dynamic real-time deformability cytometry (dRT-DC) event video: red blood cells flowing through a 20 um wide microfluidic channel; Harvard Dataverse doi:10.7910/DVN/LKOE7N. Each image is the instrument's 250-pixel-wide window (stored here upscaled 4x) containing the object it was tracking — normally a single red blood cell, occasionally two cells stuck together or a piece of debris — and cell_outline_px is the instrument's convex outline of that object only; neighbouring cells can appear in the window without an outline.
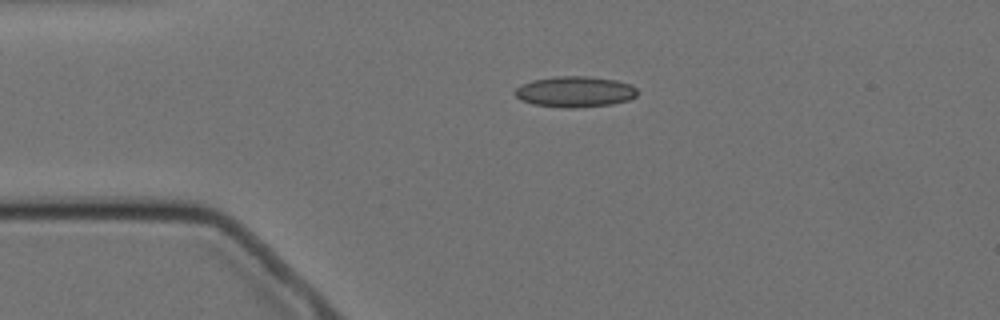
{"species": "Egyptian fruit bat (a non-hibernating species)", "species_latin": "Rousettus aegyptiacus", "temperature_condition": "cold", "stored_images_in_passage": 2, "camera_frame_rate_fps": 3000, "um_per_image_px": 0.085, "animal": {"sex": "female"}, "frame": {"image": 1, "passage_image": 1, "time_ms": 0.0, "image_size_px": [1000, 320], "cell_outline_px": [[636, 96], [628, 100], [612, 104], [572, 108], [564, 108], [532, 104], [520, 100], [512, 92], [520, 84], [532, 80], [556, 76], [584, 76], [616, 80], [632, 84], [636, 88]], "centroid_in_image_um": [48.83, 7.79], "position_along_channel_um": 36.2, "area_um2": 22.14}}